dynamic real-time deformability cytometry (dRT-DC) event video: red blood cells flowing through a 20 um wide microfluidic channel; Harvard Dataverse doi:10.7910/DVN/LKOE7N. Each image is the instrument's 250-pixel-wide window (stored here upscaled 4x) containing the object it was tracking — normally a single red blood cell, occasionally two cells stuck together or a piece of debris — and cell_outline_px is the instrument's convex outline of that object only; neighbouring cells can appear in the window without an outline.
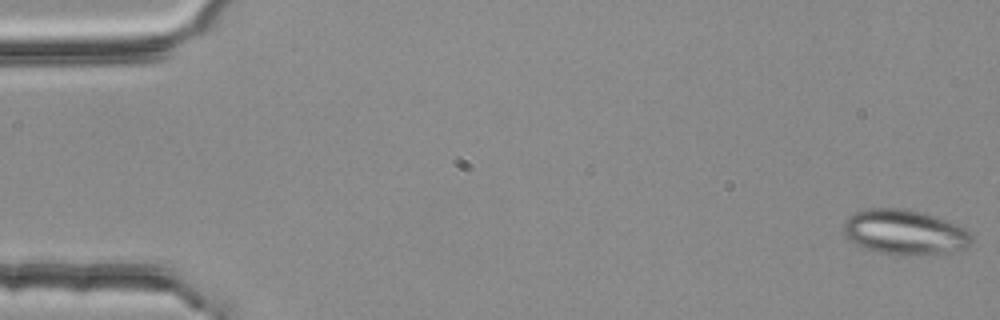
{"species": "common noctule bat (a hibernating species)", "species_latin": "Nyctalus noctula", "temperature_condition": "room temperature", "stored_images_in_passage": 4, "camera_frame_rate_fps": 3000, "um_per_image_px": 0.085, "animal": {"sex": "female", "body_mass_g": 25.1}, "frame": {"image": 1, "passage_image": 1, "time_ms": 0.0, "image_size_px": [1000, 320], "cell_outline_px": [[972, 240], [964, 248], [936, 256], [908, 256], [880, 252], [864, 248], [852, 240], [844, 232], [844, 220], [848, 216], [856, 212], [868, 208], [904, 208], [924, 212], [956, 224], [972, 232]], "centroid_in_image_um": [76.95, 19.75], "position_along_channel_um": 8.1, "area_um2": 33.87}}